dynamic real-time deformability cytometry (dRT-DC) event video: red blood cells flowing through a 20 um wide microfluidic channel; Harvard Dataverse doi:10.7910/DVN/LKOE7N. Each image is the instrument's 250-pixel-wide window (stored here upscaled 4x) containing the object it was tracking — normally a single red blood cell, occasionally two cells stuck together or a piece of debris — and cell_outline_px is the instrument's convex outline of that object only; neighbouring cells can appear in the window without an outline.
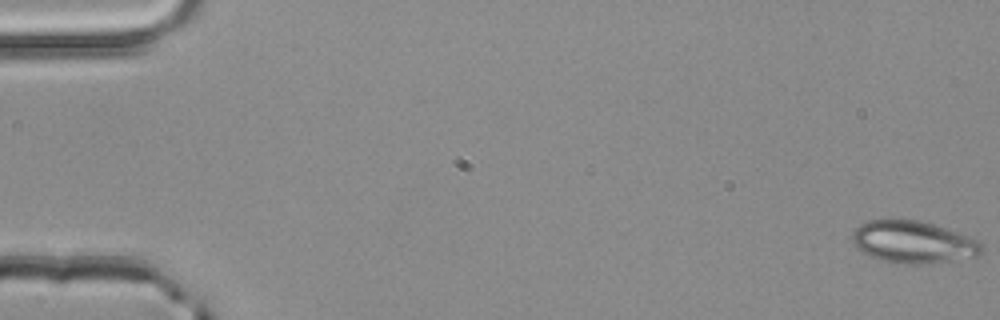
{"species": "common noctule bat (a hibernating species)", "species_latin": "Nyctalus noctula", "temperature_condition": "room temperature", "stored_images_in_passage": 53, "segment_of_instrument_passage": [1, 2], "camera_frame_rate_fps": 3000, "um_per_image_px": 0.085, "animal": {"sex": "male", "body_mass_g": 20.4}, "frame": {"image": 1, "passage_image": 1, "time_ms": 0.0, "image_size_px": [1000, 320], "cell_outline_px": [[984, 252], [976, 256], [920, 264], [892, 264], [868, 256], [856, 248], [852, 240], [852, 232], [860, 224], [868, 220], [916, 220], [932, 224], [980, 240], [984, 248]], "centroid_in_image_um": [77.59, 20.59], "position_along_channel_um": 7.4, "area_um2": 31.79}}
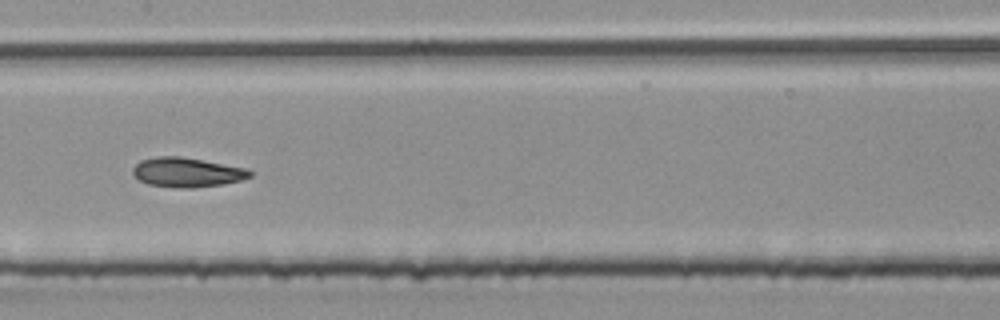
{"frame": {"image": 2, "passage_image": 27, "time_ms": 8.667, "image_size_px": [1000, 320], "cell_outline_px": [[252, 176], [240, 180], [224, 184], [192, 188], [180, 188], [148, 184], [140, 180], [132, 172], [132, 168], [140, 160], [156, 156], [180, 156], [244, 168], [252, 172]], "centroid_in_image_um": [15.86, 14.65], "position_along_channel_um": 191.5, "area_um2": 19.94}}
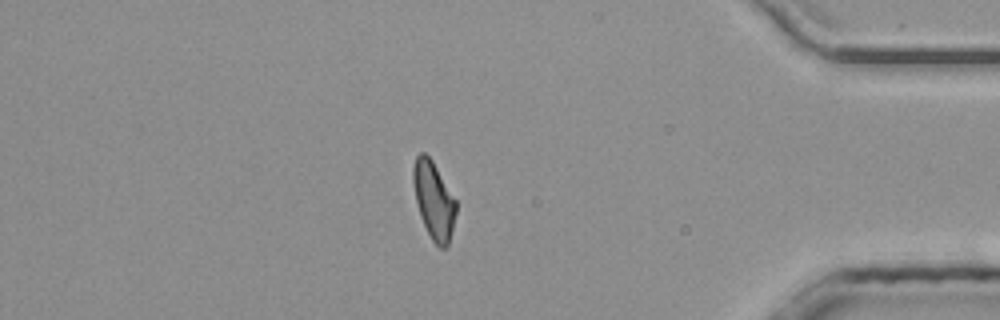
{"frame": {"image": 3, "passage_image": 45, "time_ms": 14.667, "image_size_px": [1000, 320], "cell_outline_px": [[456, 212], [448, 244], [444, 248], [440, 248], [432, 240], [420, 216], [416, 200], [412, 180], [412, 168], [416, 156], [420, 152], [424, 152], [432, 160], [456, 200]], "centroid_in_image_um": [36.85, 16.99], "position_along_channel_um": 398.4, "area_um2": 19.07}}